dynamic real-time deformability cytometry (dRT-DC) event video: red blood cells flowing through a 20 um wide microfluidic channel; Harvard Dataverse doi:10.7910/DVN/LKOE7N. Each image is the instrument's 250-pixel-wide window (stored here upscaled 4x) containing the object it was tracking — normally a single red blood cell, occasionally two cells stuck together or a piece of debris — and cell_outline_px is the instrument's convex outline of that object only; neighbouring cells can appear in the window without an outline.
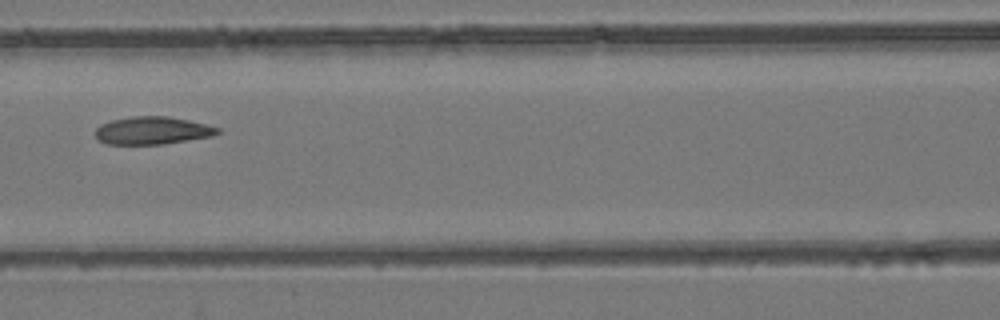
{"species": "common noctule bat (a hibernating species)", "species_latin": "Nyctalus noctula", "temperature_condition": "room temperature", "stored_images_in_passage": 5, "camera_frame_rate_fps": 3000, "um_per_image_px": 0.085, "animal": {"sex": "female", "body_mass_g": 24.6, "forearm_length_mm": 56.2}, "frame": {"image": 1, "passage_image": 4, "time_ms": 3.333, "image_size_px": [1000, 320], "cell_outline_px": [[220, 132], [212, 136], [164, 144], [108, 144], [100, 140], [92, 132], [100, 124], [112, 120], [132, 116], [168, 116], [188, 120], [220, 128]], "centroid_in_image_um": [12.92, 11.09], "position_along_channel_um": 153.7, "area_um2": 19.71}}
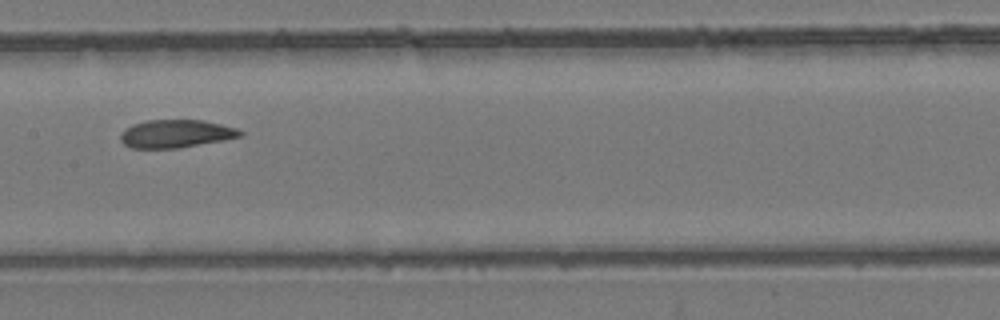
{"frame": {"image": 2, "passage_image": 5, "time_ms": 4.333, "image_size_px": [1000, 320], "cell_outline_px": [[244, 132], [240, 136], [224, 140], [180, 148], [132, 148], [124, 144], [120, 140], [120, 136], [132, 124], [144, 120], [204, 120], [236, 128]], "centroid_in_image_um": [14.96, 11.36], "position_along_channel_um": 192.4, "area_um2": 19.42}}